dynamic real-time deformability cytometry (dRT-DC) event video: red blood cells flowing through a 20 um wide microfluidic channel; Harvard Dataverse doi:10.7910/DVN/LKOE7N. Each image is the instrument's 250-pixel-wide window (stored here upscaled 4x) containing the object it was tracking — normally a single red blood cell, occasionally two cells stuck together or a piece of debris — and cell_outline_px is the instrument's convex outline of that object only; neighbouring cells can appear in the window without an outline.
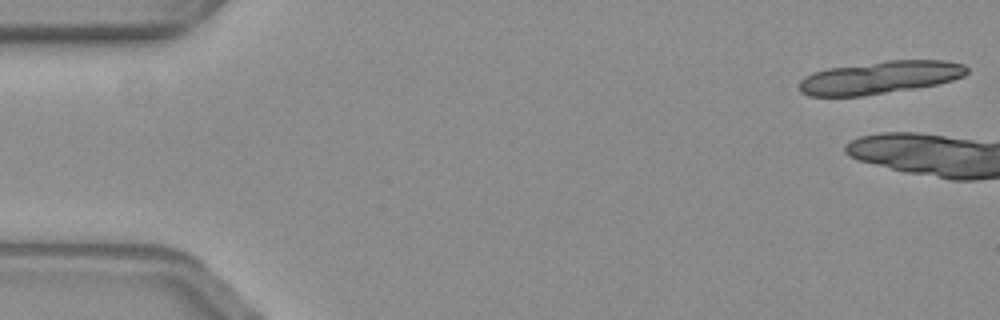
{"species": "common noctule bat (a hibernating species)", "species_latin": "Nyctalus noctula", "temperature_condition": "warm", "stored_images_in_passage": 8, "camera_frame_rate_fps": 3000, "um_per_image_px": 0.085, "animal": {"sex": "female", "body_mass_g": 19.3, "forearm_length_mm": 54.1}, "frame": {"image": 1, "passage_image": 1, "time_ms": 0.0, "image_size_px": [1000, 320], "cell_outline_px": [[968, 72], [964, 76], [952, 80], [936, 84], [912, 88], [860, 96], [808, 96], [800, 92], [800, 80], [804, 76], [812, 72], [828, 68], [888, 60], [944, 60], [964, 64], [968, 68]], "centroid_in_image_um": [74.77, 6.57], "position_along_channel_um": 10.2, "area_um2": 31.85}}